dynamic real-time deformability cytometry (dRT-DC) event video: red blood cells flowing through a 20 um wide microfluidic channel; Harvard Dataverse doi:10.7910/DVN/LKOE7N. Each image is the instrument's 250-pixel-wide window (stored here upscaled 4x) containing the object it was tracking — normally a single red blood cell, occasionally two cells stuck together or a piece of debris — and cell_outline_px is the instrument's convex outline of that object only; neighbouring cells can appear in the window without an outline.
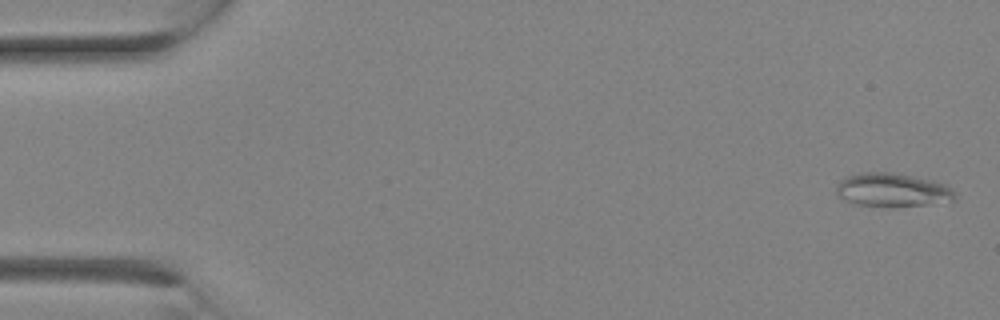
{"species": "Egyptian fruit bat (a non-hibernating species)", "species_latin": "Rousettus aegyptiacus", "temperature_condition": "room temperature", "stored_images_in_passage": 8, "camera_frame_rate_fps": 3000, "um_per_image_px": 0.085, "animal": {"sex": "female"}, "frame": {"image": 1, "passage_image": 1, "time_ms": 0.0, "image_size_px": [1000, 320], "cell_outline_px": [[956, 200], [928, 204], [892, 208], [888, 208], [856, 204], [840, 196], [836, 192], [836, 188], [840, 180], [848, 176], [860, 172], [892, 172], [932, 180], [944, 184], [952, 188], [956, 196]], "centroid_in_image_um": [75.88, 16.16], "position_along_channel_um": 9.1, "area_um2": 23.41}}